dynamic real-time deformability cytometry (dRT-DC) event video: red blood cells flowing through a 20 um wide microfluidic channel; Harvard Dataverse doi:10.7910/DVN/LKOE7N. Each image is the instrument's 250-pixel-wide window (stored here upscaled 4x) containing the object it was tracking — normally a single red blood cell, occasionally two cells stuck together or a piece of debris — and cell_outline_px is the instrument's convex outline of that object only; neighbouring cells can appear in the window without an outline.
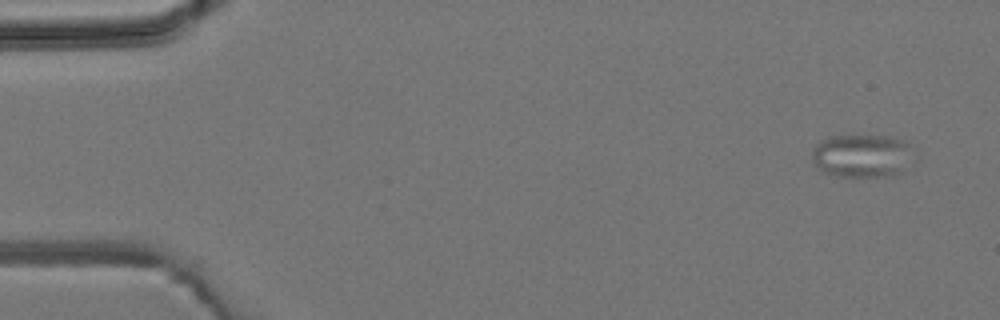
{"species": "common noctule bat (a hibernating species)", "species_latin": "Nyctalus noctula", "temperature_condition": "room temperature", "stored_images_in_passage": 5, "segment_of_instrument_passage": [2, 2], "camera_frame_rate_fps": 3000, "um_per_image_px": 0.085, "animal": {"sex": "male", "body_mass_g": 19.2, "forearm_length_mm": 51.8}, "frame": {"image": 1, "passage_image": 5, "time_ms": 6.0, "image_size_px": [1000, 320], "cell_outline_px": [[908, 144], [900, 168], [892, 176], [836, 176], [824, 172], [812, 160], [812, 148], [820, 140], [832, 136], [888, 136], [900, 140]], "centroid_in_image_um": [73.06, 13.22], "position_along_channel_um": 11.9, "area_um2": 24.16}}